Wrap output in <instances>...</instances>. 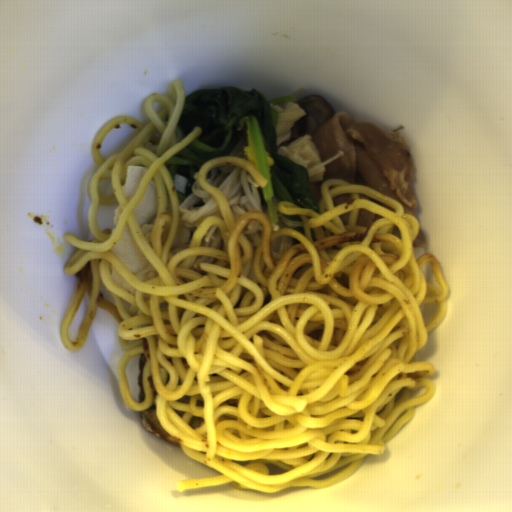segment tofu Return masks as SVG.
Instances as JSON below:
<instances>
[{
    "mask_svg": "<svg viewBox=\"0 0 512 512\" xmlns=\"http://www.w3.org/2000/svg\"><path fill=\"white\" fill-rule=\"evenodd\" d=\"M108 251L116 255L133 274L151 265L131 236L127 223L118 243Z\"/></svg>",
    "mask_w": 512,
    "mask_h": 512,
    "instance_id": "obj_1",
    "label": "tofu"
},
{
    "mask_svg": "<svg viewBox=\"0 0 512 512\" xmlns=\"http://www.w3.org/2000/svg\"><path fill=\"white\" fill-rule=\"evenodd\" d=\"M186 182H188V178L183 176L182 174H174L173 184L175 186L176 191H180L185 194L186 191Z\"/></svg>",
    "mask_w": 512,
    "mask_h": 512,
    "instance_id": "obj_6",
    "label": "tofu"
},
{
    "mask_svg": "<svg viewBox=\"0 0 512 512\" xmlns=\"http://www.w3.org/2000/svg\"><path fill=\"white\" fill-rule=\"evenodd\" d=\"M110 278H112L114 280L115 284H117L118 286H120L124 290H126V291H128V292H130V293L135 295V289L136 288H134L131 284H129L124 279V277L116 271V269L112 265L110 267Z\"/></svg>",
    "mask_w": 512,
    "mask_h": 512,
    "instance_id": "obj_5",
    "label": "tofu"
},
{
    "mask_svg": "<svg viewBox=\"0 0 512 512\" xmlns=\"http://www.w3.org/2000/svg\"><path fill=\"white\" fill-rule=\"evenodd\" d=\"M140 229L145 224H153L157 215V189L155 179L147 185L140 201L132 211Z\"/></svg>",
    "mask_w": 512,
    "mask_h": 512,
    "instance_id": "obj_2",
    "label": "tofu"
},
{
    "mask_svg": "<svg viewBox=\"0 0 512 512\" xmlns=\"http://www.w3.org/2000/svg\"><path fill=\"white\" fill-rule=\"evenodd\" d=\"M146 172H148L146 166L133 164L127 166L126 178L124 183L121 185V190L124 193L128 203L132 200L133 196L139 189L140 181Z\"/></svg>",
    "mask_w": 512,
    "mask_h": 512,
    "instance_id": "obj_3",
    "label": "tofu"
},
{
    "mask_svg": "<svg viewBox=\"0 0 512 512\" xmlns=\"http://www.w3.org/2000/svg\"><path fill=\"white\" fill-rule=\"evenodd\" d=\"M192 241V235L190 227L183 225L178 222L177 230L173 240L171 251L172 253H178L189 247Z\"/></svg>",
    "mask_w": 512,
    "mask_h": 512,
    "instance_id": "obj_4",
    "label": "tofu"
}]
</instances>
